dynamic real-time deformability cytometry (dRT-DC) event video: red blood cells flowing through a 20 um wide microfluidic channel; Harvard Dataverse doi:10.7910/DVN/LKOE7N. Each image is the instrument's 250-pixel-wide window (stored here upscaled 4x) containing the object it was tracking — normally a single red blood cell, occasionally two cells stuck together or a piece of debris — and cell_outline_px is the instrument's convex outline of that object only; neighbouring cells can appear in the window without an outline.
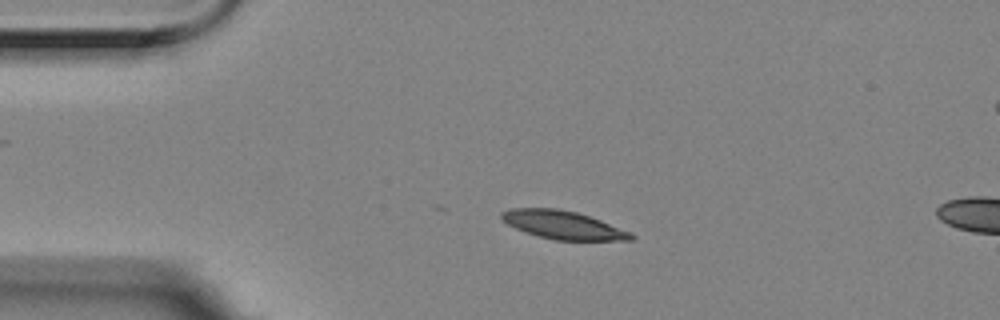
{"species": "Egyptian fruit bat (a non-hibernating species)", "species_latin": "Rousettus aegyptiacus", "temperature_condition": "room temperature", "stored_images_in_passage": 5, "camera_frame_rate_fps": 3000, "um_per_image_px": 0.085, "animal": {"sex": "female"}, "frame": {"image": 1, "passage_image": 3, "time_ms": 0.667, "image_size_px": [1000, 320], "cell_outline_px": [[636, 236], [632, 240], [556, 240], [524, 232], [500, 220], [500, 212], [512, 208], [556, 208], [576, 212], [600, 220], [632, 232]], "centroid_in_image_um": [47.84, 19.12], "position_along_channel_um": 37.2, "area_um2": 21.27}}